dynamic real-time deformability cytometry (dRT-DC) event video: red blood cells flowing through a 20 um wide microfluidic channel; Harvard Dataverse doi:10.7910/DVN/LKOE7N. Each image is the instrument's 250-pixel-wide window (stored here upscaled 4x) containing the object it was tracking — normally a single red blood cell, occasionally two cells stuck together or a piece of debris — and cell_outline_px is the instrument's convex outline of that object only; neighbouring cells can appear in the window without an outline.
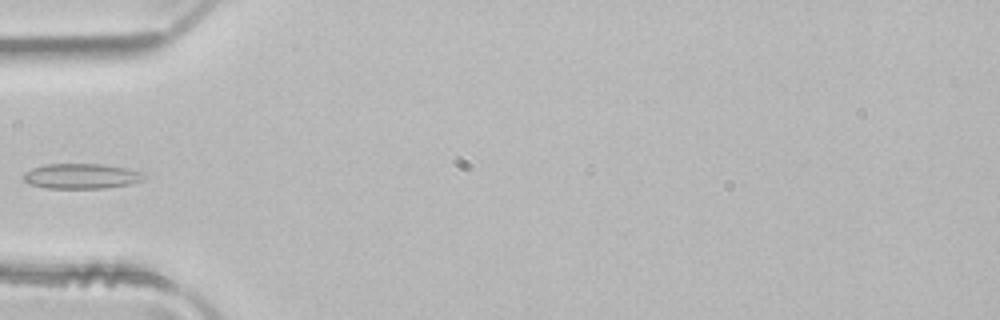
{"species": "common noctule bat (a hibernating species)", "species_latin": "Nyctalus noctula", "temperature_condition": "room temperature", "stored_images_in_passage": 3, "camera_frame_rate_fps": 3000, "um_per_image_px": 0.085, "animal": {"sex": "male", "body_mass_g": 21.5, "forearm_length_mm": 52.0}, "frame": {"image": 1, "passage_image": 3, "time_ms": 0.667, "image_size_px": [1000, 320], "cell_outline_px": [[144, 180], [132, 184], [104, 188], [48, 188], [28, 184], [24, 180], [24, 172], [32, 168], [44, 164], [100, 164], [128, 168], [140, 172], [144, 176]], "centroid_in_image_um": [6.9, 14.97], "position_along_channel_um": 78.1, "area_um2": 17.69}}